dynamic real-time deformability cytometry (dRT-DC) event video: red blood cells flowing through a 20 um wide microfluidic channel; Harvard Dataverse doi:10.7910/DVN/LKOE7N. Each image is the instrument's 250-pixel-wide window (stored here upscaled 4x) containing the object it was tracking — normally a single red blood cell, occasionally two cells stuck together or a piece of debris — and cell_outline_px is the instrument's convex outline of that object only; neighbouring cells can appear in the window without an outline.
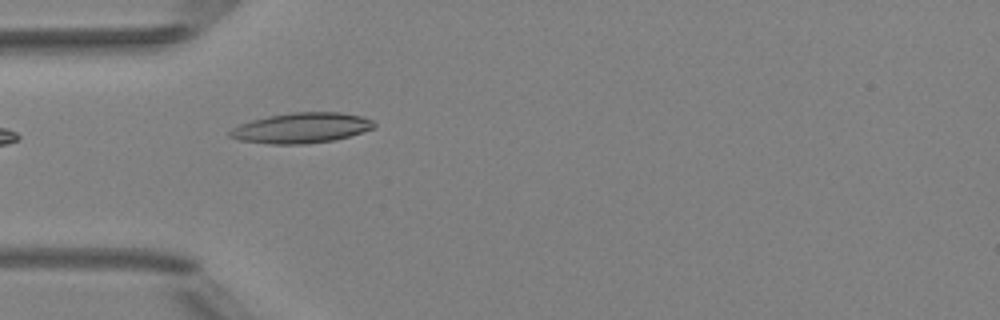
{"species": "Egyptian fruit bat (a non-hibernating species)", "species_latin": "Rousettus aegyptiacus", "temperature_condition": "room temperature", "stored_images_in_passage": 3, "camera_frame_rate_fps": 3000, "um_per_image_px": 0.085, "animal": {"sex": "female"}, "frame": {"image": 1, "passage_image": 3, "time_ms": 2.333, "image_size_px": [1000, 320], "cell_outline_px": [[376, 128], [336, 140], [304, 144], [268, 144], [240, 140], [228, 136], [228, 132], [232, 128], [240, 124], [252, 120], [268, 116], [292, 112], [340, 112], [360, 116], [372, 120], [376, 124]], "centroid_in_image_um": [25.63, 10.88], "position_along_channel_um": 59.4, "area_um2": 25.61}}